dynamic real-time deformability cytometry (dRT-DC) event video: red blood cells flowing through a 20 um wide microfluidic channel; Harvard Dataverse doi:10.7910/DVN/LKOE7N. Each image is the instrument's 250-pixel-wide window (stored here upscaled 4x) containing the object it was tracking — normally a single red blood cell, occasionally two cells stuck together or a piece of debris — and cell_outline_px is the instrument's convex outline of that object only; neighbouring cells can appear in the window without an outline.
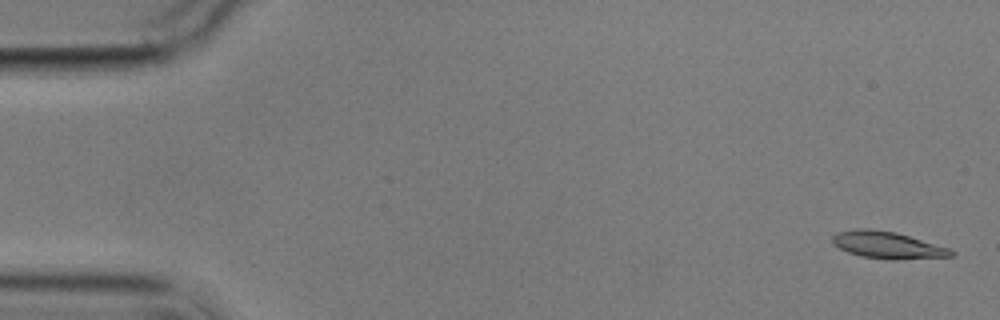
{"species": "common noctule bat (a hibernating species)", "species_latin": "Nyctalus noctula", "temperature_condition": "cold", "stored_images_in_passage": 6, "camera_frame_rate_fps": 3000, "um_per_image_px": 0.085, "animal": {"sex": "male", "body_mass_g": 17.9}, "frame": {"image": 1, "passage_image": 1, "time_ms": 0.0, "image_size_px": [1000, 320], "cell_outline_px": [[956, 252], [952, 256], [892, 260], [860, 256], [848, 252], [832, 244], [832, 236], [836, 232], [856, 228], [868, 228], [896, 232], [948, 248]], "centroid_in_image_um": [75.38, 20.82], "position_along_channel_um": 9.6, "area_um2": 18.61}}